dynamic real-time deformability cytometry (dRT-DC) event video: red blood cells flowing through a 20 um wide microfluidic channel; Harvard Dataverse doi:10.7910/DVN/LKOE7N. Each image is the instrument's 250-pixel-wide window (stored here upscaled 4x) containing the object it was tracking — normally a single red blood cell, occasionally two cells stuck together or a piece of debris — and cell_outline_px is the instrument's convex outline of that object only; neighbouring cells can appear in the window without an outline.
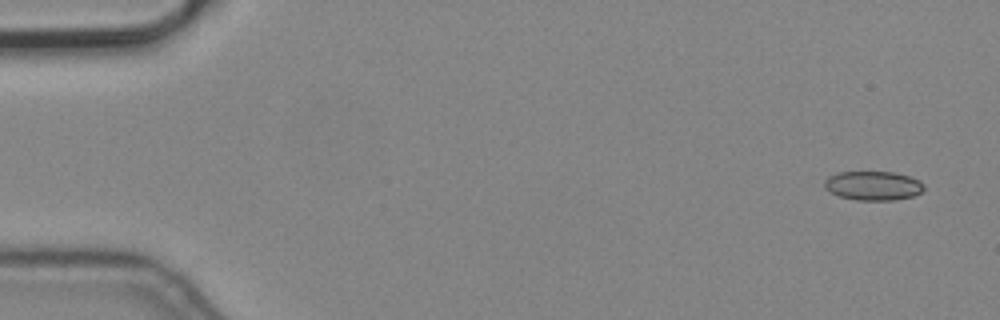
{"species": "common noctule bat (a hibernating species)", "species_latin": "Nyctalus noctula", "temperature_condition": "cold", "stored_images_in_passage": 5, "camera_frame_rate_fps": 3000, "um_per_image_px": 0.085, "animal": {"sex": "male", "body_mass_g": 19.2, "forearm_length_mm": 51.8}, "frame": {"image": 1, "passage_image": 1, "time_ms": 0.0, "image_size_px": [1000, 320], "cell_outline_px": [[924, 188], [920, 192], [912, 196], [896, 200], [856, 200], [840, 196], [824, 188], [824, 180], [828, 176], [836, 172], [896, 172], [920, 180], [924, 184]], "centroid_in_image_um": [74.21, 15.77], "position_along_channel_um": 10.8, "area_um2": 16.94}}
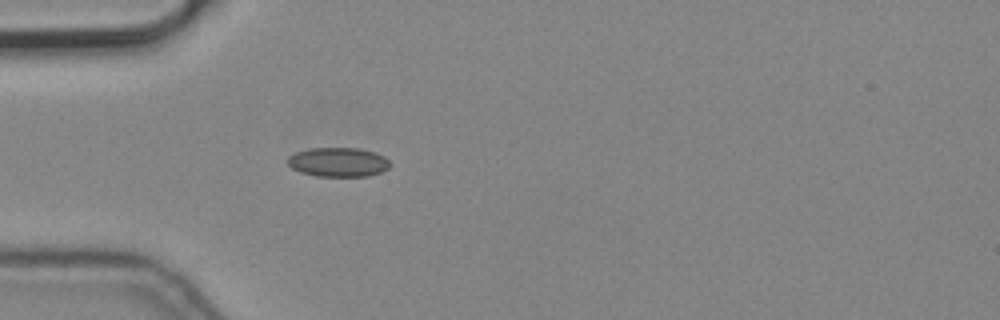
{"frame": {"image": 2, "passage_image": 5, "time_ms": 1.333, "image_size_px": [1000, 320], "cell_outline_px": [[392, 164], [388, 168], [380, 172], [368, 176], [316, 176], [300, 172], [292, 168], [284, 160], [288, 156], [296, 152], [308, 148], [356, 148], [372, 152], [384, 156]], "centroid_in_image_um": [28.7, 13.78], "position_along_channel_um": 56.3, "area_um2": 17.51}}